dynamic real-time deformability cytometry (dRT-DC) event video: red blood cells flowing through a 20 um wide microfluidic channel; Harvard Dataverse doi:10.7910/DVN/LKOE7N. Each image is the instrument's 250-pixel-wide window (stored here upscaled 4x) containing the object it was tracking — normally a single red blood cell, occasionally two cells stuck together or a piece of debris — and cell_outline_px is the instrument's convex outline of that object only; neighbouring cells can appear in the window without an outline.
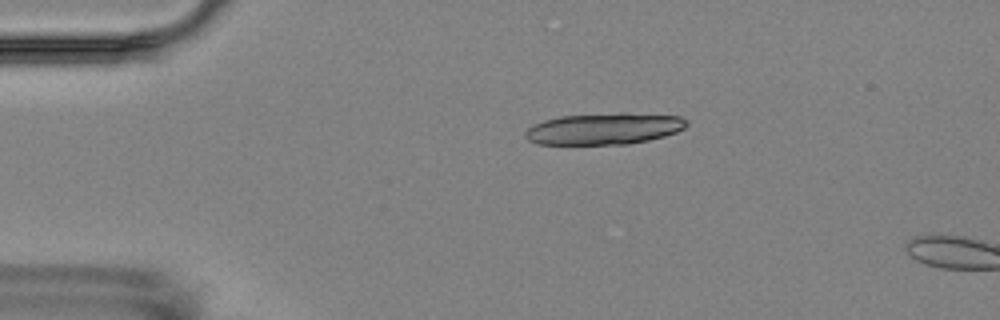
{"species": "Egyptian fruit bat (a non-hibernating species)", "species_latin": "Rousettus aegyptiacus", "temperature_condition": "room temperature", "stored_images_in_passage": 4, "camera_frame_rate_fps": 3000, "um_per_image_px": 0.085, "animal": {"sex": "female"}, "frame": {"image": 1, "passage_image": 3, "time_ms": 3.333, "image_size_px": [1000, 320], "cell_outline_px": [[688, 124], [684, 128], [676, 132], [664, 136], [648, 140], [628, 144], [536, 144], [528, 140], [524, 136], [524, 132], [532, 124], [544, 120], [560, 116], [620, 112], [624, 112], [680, 116], [688, 120]], "centroid_in_image_um": [51.34, 10.93], "position_along_channel_um": 33.7, "area_um2": 29.94}}